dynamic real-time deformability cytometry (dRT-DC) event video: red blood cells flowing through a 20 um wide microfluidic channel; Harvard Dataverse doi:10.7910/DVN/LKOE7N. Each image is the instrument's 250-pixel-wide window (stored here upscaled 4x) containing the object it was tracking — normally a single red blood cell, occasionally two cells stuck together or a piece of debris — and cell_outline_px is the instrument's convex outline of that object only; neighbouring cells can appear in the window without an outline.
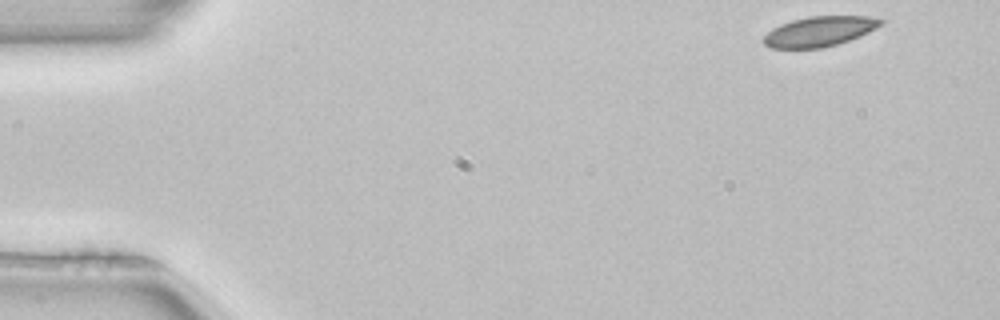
{"species": "common noctule bat (a hibernating species)", "species_latin": "Nyctalus noctula", "temperature_condition": "room temperature", "stored_images_in_passage": 49, "camera_frame_rate_fps": 3000, "um_per_image_px": 0.085, "animal": {"sex": "female", "body_mass_g": 22.7, "forearm_length_mm": 54.2}, "frame": {"image": 1, "passage_image": 1, "time_ms": 0.0, "image_size_px": [1000, 320], "cell_outline_px": [[884, 20], [876, 28], [860, 36], [836, 44], [820, 48], [772, 48], [764, 44], [760, 40], [772, 28], [780, 24], [792, 20], [808, 16], [868, 16]], "centroid_in_image_um": [69.6, 2.67], "position_along_channel_um": 15.4, "area_um2": 20.4}}
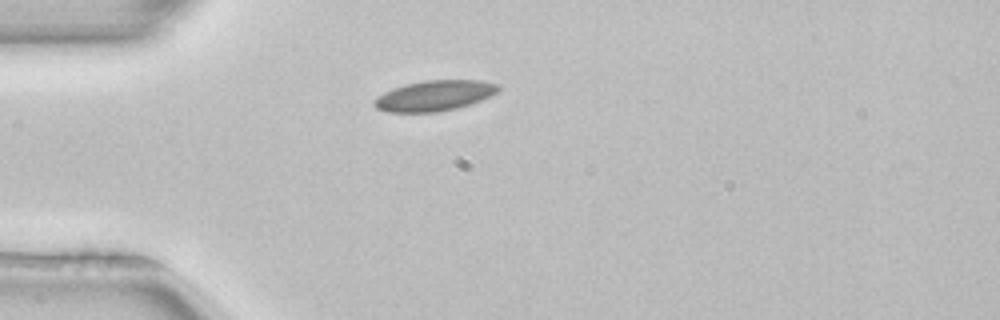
{"frame": {"image": 2, "passage_image": 11, "time_ms": 3.333, "image_size_px": [1000, 320], "cell_outline_px": [[500, 88], [496, 92], [480, 100], [456, 108], [436, 112], [388, 112], [376, 108], [372, 104], [372, 100], [376, 96], [392, 88], [404, 84], [424, 80], [480, 80], [500, 84]], "centroid_in_image_um": [36.86, 8.12], "position_along_channel_um": 48.1, "area_um2": 22.08}}
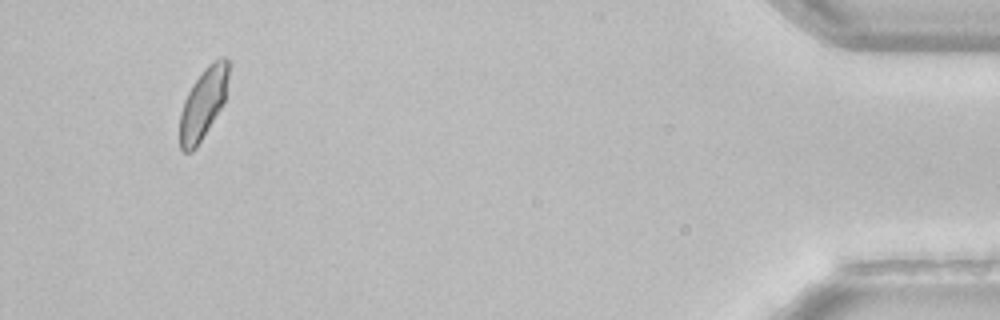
{"frame": {"image": 3, "passage_image": 46, "time_ms": 15.0, "image_size_px": [1000, 320], "cell_outline_px": [[228, 76], [224, 104], [196, 148], [188, 152], [184, 152], [180, 148], [180, 112], [184, 100], [192, 84], [204, 68], [208, 64], [220, 56], [224, 56], [228, 60]], "centroid_in_image_um": [17.27, 8.78], "position_along_channel_um": 417.9, "area_um2": 20.11}, "authors_computed_cell_mechanics": {"area_um2": 20.808, "velocity_mm_per_s": 3.9446, "shape_relaxation_time_tau1_ms": 2.7345, "shape_relaxation_time_tau2_ms": null, "deformation_change_tau1": 0.0702, "deformation_change_tau2": null}}